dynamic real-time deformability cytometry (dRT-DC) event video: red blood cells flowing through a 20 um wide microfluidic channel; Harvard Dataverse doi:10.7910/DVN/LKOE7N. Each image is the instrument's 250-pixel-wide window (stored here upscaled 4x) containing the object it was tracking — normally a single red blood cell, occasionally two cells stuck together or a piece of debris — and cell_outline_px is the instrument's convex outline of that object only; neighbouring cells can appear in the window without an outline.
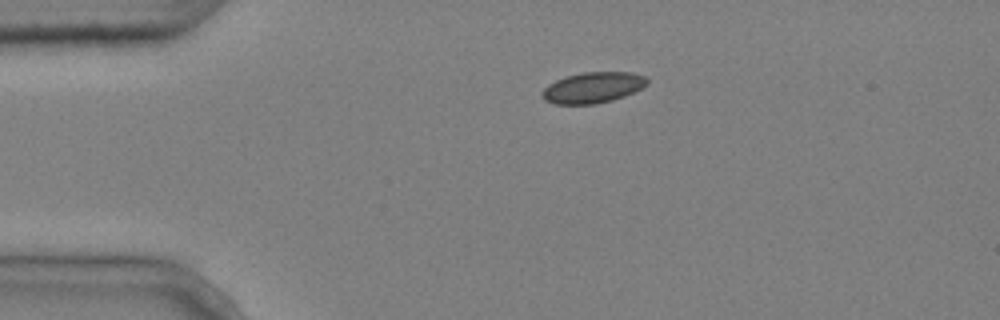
{"species": "common noctule bat (a hibernating species)", "species_latin": "Nyctalus noctula", "temperature_condition": "cold", "stored_images_in_passage": 2, "camera_frame_rate_fps": 3000, "um_per_image_px": 0.085, "animal": {"sex": "male", "body_mass_g": 20.4}, "frame": {"image": 1, "passage_image": 1, "time_ms": 0.0, "image_size_px": [1000, 320], "cell_outline_px": [[648, 84], [624, 96], [612, 100], [592, 104], [556, 104], [544, 100], [540, 96], [540, 92], [548, 84], [564, 76], [580, 72], [632, 72], [644, 76], [648, 80]], "centroid_in_image_um": [50.34, 7.43], "position_along_channel_um": 34.7, "area_um2": 18.96}}